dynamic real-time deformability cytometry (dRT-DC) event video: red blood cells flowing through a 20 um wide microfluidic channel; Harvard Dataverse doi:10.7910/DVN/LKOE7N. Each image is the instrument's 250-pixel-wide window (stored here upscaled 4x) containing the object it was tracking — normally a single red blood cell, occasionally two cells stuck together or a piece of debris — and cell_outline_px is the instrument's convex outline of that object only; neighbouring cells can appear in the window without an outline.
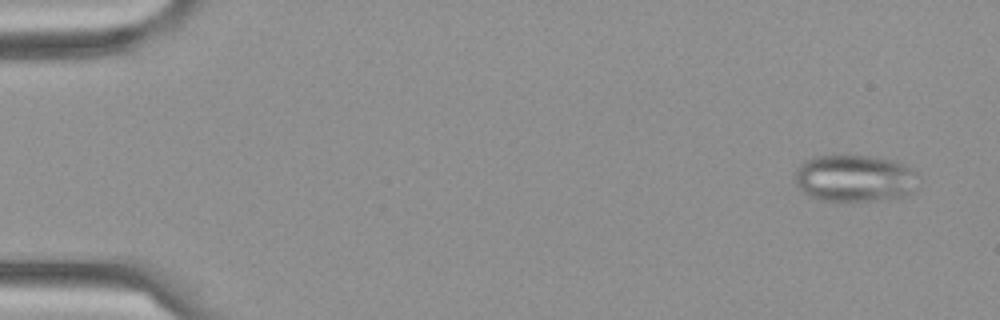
{"species": "Egyptian fruit bat (a non-hibernating species)", "species_latin": "Rousettus aegyptiacus", "temperature_condition": "cold", "stored_images_in_passage": 5, "camera_frame_rate_fps": 3000, "um_per_image_px": 0.085, "frame": {"image": 1, "passage_image": 1, "time_ms": 0.0, "image_size_px": [1000, 320], "cell_outline_px": [[920, 176], [916, 188], [908, 196], [836, 204], [820, 200], [808, 196], [796, 184], [796, 172], [800, 164], [808, 160], [820, 156], [868, 156], [888, 160], [904, 164], [916, 172]], "centroid_in_image_um": [72.68, 15.21], "position_along_channel_um": 12.3, "area_um2": 34.22}}